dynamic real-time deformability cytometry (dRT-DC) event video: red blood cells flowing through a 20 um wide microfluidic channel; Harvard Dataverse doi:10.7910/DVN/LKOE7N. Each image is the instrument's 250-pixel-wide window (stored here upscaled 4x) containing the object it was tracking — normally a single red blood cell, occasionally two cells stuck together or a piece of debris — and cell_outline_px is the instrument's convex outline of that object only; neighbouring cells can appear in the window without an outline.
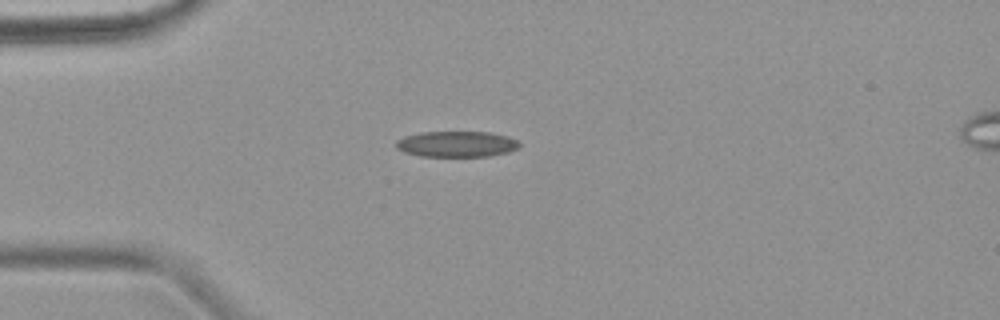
{"species": "common noctule bat (a hibernating species)", "species_latin": "Nyctalus noctula", "temperature_condition": "warm", "stored_images_in_passage": 5, "camera_frame_rate_fps": 3000, "um_per_image_px": 0.085, "animal": {"sex": "female", "body_mass_g": 18.4}, "frame": {"image": 1, "passage_image": 3, "time_ms": 2.667, "image_size_px": [1000, 320], "cell_outline_px": [[520, 148], [508, 152], [488, 156], [420, 156], [404, 152], [396, 148], [396, 140], [404, 136], [420, 132], [488, 132], [508, 136], [516, 140], [520, 144]], "centroid_in_image_um": [38.8, 12.24], "position_along_channel_um": 46.2, "area_um2": 18.61}}